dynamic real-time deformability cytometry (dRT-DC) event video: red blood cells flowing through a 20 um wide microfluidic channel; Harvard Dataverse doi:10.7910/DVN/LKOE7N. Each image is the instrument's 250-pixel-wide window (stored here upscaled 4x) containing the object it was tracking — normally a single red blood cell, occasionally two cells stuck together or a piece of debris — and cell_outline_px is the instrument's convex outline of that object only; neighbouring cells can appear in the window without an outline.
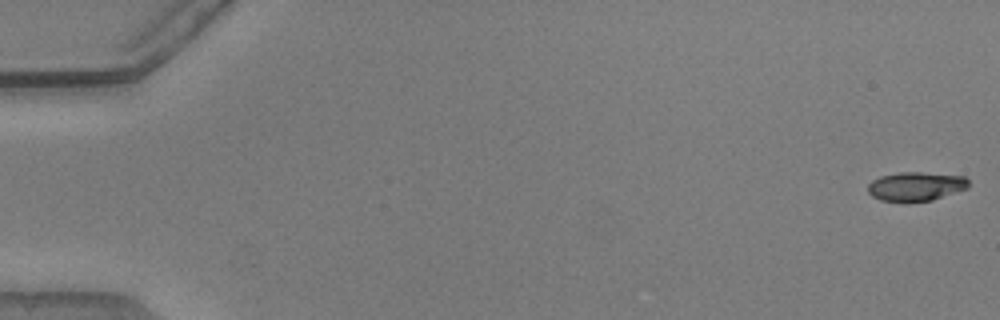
{"species": "common noctule bat (a hibernating species)", "species_latin": "Nyctalus noctula", "temperature_condition": "warm", "stored_images_in_passage": 54, "camera_frame_rate_fps": 3000, "um_per_image_px": 0.085, "animal": {"sex": "male", "body_mass_g": 20.5, "forearm_length_mm": 52.5}, "frame": {"image": 1, "passage_image": 1, "time_ms": 0.0, "image_size_px": [1000, 320], "cell_outline_px": [[968, 188], [932, 200], [908, 204], [880, 200], [872, 196], [868, 192], [868, 184], [872, 180], [880, 176], [900, 172], [924, 172], [964, 176], [968, 180]], "centroid_in_image_um": [77.82, 15.87], "position_along_channel_um": 7.2, "area_um2": 17.46}}
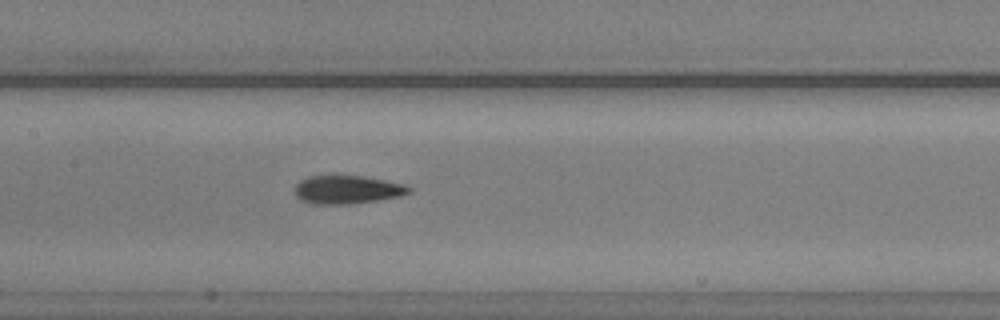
{"frame": {"image": 2, "passage_image": 27, "time_ms": 8.667, "image_size_px": [1000, 320], "cell_outline_px": [[412, 192], [400, 196], [352, 204], [308, 204], [300, 200], [296, 196], [292, 188], [300, 180], [308, 176], [364, 176], [404, 184], [412, 188]], "centroid_in_image_um": [29.47, 16.13], "position_along_channel_um": 177.9, "area_um2": 19.07}}
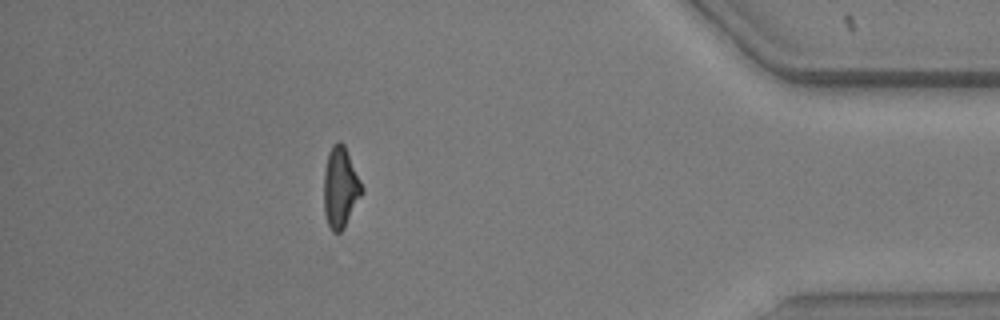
{"frame": {"image": 3, "passage_image": 48, "time_ms": 15.667, "image_size_px": [1000, 320], "cell_outline_px": [[364, 192], [344, 228], [340, 232], [332, 232], [328, 224], [324, 212], [324, 168], [328, 152], [332, 144], [340, 140], [344, 144], [364, 188]], "centroid_in_image_um": [28.94, 15.92], "position_along_channel_um": 406.3, "area_um2": 18.09}, "authors_computed_cell_mechanics": {"area_um2": 18.3515, "velocity_mm_per_s": 3.865, "shape_relaxation_time_tau1_ms": 5.014, "shape_relaxation_time_tau2_ms": 2.5577, "deformation_change_tau1": 0.1708, "deformation_change_tau2": 0.105}}